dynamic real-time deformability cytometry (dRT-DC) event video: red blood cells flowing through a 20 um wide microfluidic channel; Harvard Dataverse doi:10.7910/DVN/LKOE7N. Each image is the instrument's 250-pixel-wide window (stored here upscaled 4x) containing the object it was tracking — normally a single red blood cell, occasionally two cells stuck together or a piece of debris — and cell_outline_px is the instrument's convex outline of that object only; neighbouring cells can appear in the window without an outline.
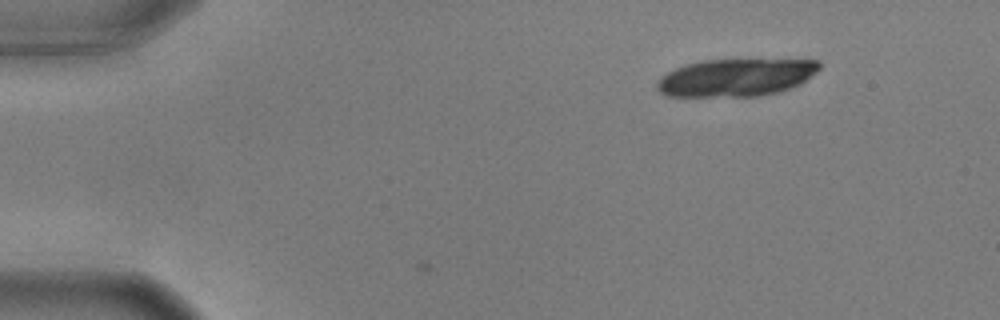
{"species": "common noctule bat (a hibernating species)", "species_latin": "Nyctalus noctula", "temperature_condition": "warm", "stored_images_in_passage": 4, "camera_frame_rate_fps": 3000, "um_per_image_px": 0.085, "animal": {"sex": "male", "body_mass_g": 17.9, "forearm_length_mm": 54.2}, "frame": {"image": 1, "passage_image": 1, "time_ms": 0.0, "image_size_px": [1000, 320], "cell_outline_px": [[820, 68], [816, 72], [800, 84], [780, 92], [760, 96], [668, 96], [660, 92], [656, 88], [656, 84], [660, 76], [676, 68], [688, 64], [704, 60], [820, 60]], "centroid_in_image_um": [62.56, 6.6], "position_along_channel_um": 22.4, "area_um2": 35.37}}